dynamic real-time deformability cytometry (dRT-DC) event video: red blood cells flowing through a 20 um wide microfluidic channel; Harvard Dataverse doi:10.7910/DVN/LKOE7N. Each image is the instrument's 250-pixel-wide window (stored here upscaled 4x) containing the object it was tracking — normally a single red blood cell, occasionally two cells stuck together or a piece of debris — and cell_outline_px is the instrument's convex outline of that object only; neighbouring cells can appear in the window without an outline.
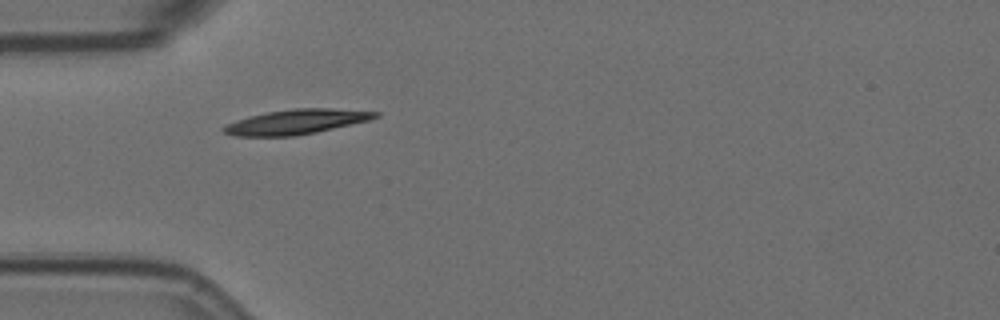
{"species": "Egyptian fruit bat (a non-hibernating species)", "species_latin": "Rousettus aegyptiacus", "temperature_condition": "room temperature", "stored_images_in_passage": 2, "camera_frame_rate_fps": 3000, "um_per_image_px": 0.085, "animal": {"sex": "female"}, "frame": {"image": 1, "passage_image": 1, "time_ms": 0.0, "image_size_px": [1000, 320], "cell_outline_px": [[380, 116], [368, 120], [316, 132], [296, 136], [236, 136], [224, 132], [220, 128], [224, 124], [248, 116], [268, 112], [292, 108], [332, 108], [380, 112]], "centroid_in_image_um": [25.14, 10.35], "position_along_channel_um": 59.9, "area_um2": 21.91}}
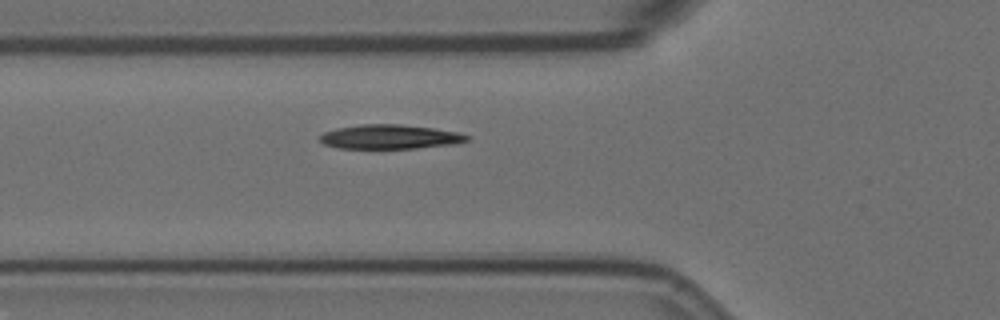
{"frame": {"image": 2, "passage_image": 2, "time_ms": 0.333, "image_size_px": [1000, 320], "cell_outline_px": [[468, 140], [452, 144], [416, 148], [336, 148], [324, 144], [320, 140], [320, 136], [324, 132], [336, 128], [360, 124], [400, 124], [432, 128], [456, 132], [468, 136]], "centroid_in_image_um": [33.08, 11.62], "position_along_channel_um": 92.7, "area_um2": 20.58}}